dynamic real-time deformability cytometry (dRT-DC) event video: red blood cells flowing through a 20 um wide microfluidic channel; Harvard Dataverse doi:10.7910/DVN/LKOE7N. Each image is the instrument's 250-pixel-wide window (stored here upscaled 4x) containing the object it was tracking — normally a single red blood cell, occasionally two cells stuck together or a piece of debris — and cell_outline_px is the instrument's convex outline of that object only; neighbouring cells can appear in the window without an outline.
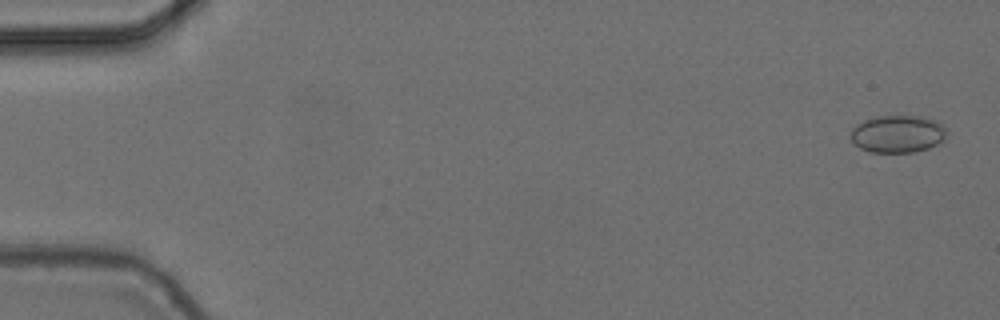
{"species": "common noctule bat (a hibernating species)", "species_latin": "Nyctalus noctula", "temperature_condition": "cold", "stored_images_in_passage": 55, "camera_frame_rate_fps": 3000, "um_per_image_px": 0.085, "animal": {"sex": "female", "body_mass_g": 24.6, "forearm_length_mm": 56.2}, "frame": {"image": 1, "passage_image": 2, "time_ms": 0.333, "image_size_px": [1000, 320], "cell_outline_px": [[944, 140], [928, 148], [912, 152], [872, 152], [860, 148], [848, 136], [852, 128], [856, 124], [864, 120], [876, 116], [920, 116], [936, 120], [944, 128]], "centroid_in_image_um": [76.25, 11.38], "position_along_channel_um": 8.8, "area_um2": 20.81}}
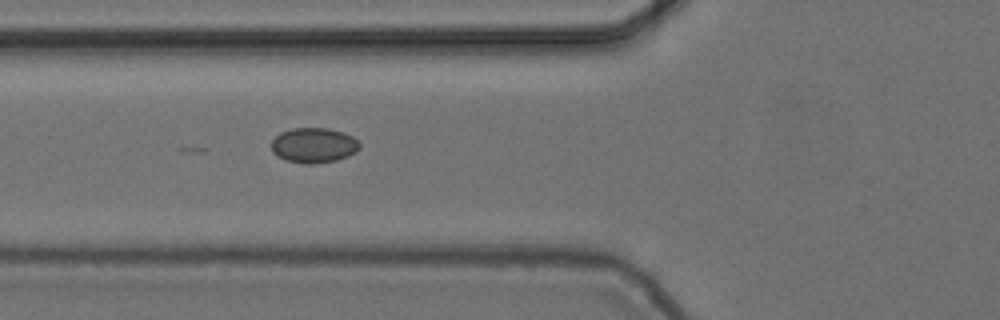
{"frame": {"image": 2, "passage_image": 21, "time_ms": 6.667, "image_size_px": [1000, 320], "cell_outline_px": [[360, 148], [356, 152], [348, 156], [336, 160], [312, 164], [308, 164], [284, 160], [276, 156], [272, 152], [272, 140], [280, 132], [292, 128], [328, 128], [344, 132], [352, 136], [360, 144]], "centroid_in_image_um": [26.66, 12.35], "position_along_channel_um": 99.1, "area_um2": 18.15}}
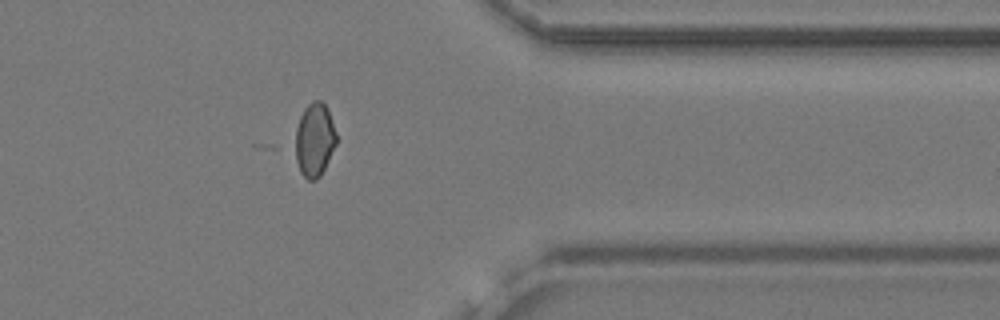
{"frame": {"image": 3, "passage_image": 45, "time_ms": 14.667, "image_size_px": [1000, 320], "cell_outline_px": [[336, 144], [320, 176], [316, 180], [308, 180], [300, 172], [288, 148], [300, 116], [304, 108], [312, 100], [320, 100], [324, 104], [328, 112], [336, 132]], "centroid_in_image_um": [26.61, 11.92], "position_along_channel_um": 384.8, "area_um2": 18.5}}